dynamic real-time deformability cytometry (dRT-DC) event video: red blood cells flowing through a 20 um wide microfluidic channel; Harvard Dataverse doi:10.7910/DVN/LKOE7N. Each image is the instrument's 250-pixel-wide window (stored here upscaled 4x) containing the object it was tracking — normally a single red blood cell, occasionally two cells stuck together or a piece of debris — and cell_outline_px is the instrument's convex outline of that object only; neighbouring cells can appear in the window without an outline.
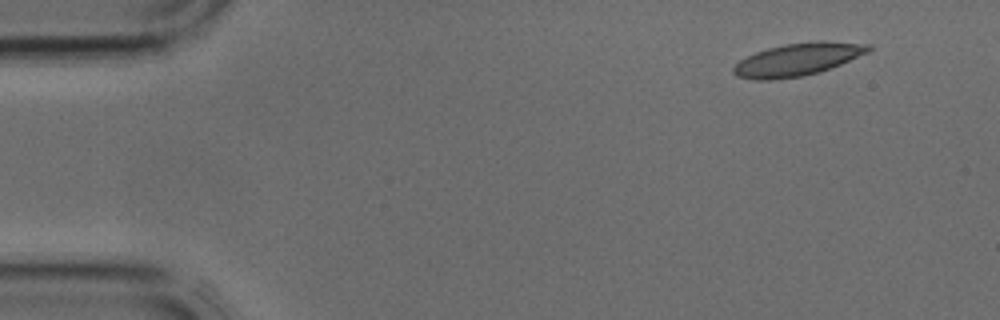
{"species": "common noctule bat (a hibernating species)", "species_latin": "Nyctalus noctula", "temperature_condition": "cold", "stored_images_in_passage": 3, "segment_of_instrument_passage": [2, 2], "camera_frame_rate_fps": 3000, "um_per_image_px": 0.085, "animal": {"sex": "male", "body_mass_g": 17.9, "forearm_length_mm": 54.2}, "frame": {"image": 1, "passage_image": 3, "time_ms": 0.667, "image_size_px": [1000, 320], "cell_outline_px": [[872, 48], [868, 52], [840, 64], [820, 72], [800, 76], [772, 80], [756, 80], [736, 76], [732, 72], [732, 68], [740, 60], [756, 52], [768, 48], [784, 44], [872, 44]], "centroid_in_image_um": [67.68, 5.12], "position_along_channel_um": 17.3, "area_um2": 24.33}}